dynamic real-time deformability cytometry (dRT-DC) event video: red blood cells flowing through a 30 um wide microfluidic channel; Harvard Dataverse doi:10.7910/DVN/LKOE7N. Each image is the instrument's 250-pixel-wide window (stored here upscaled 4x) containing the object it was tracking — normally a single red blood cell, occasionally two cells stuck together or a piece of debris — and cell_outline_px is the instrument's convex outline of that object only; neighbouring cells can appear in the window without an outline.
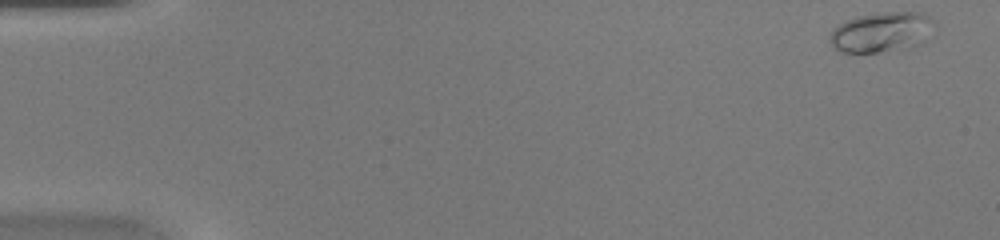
{"species": "common noctule bat (a hibernating species)", "species_latin": "Nyctalus noctula", "temperature_condition": "warm", "stored_images_in_passage": 48, "camera_frame_rate_fps": 3000, "um_per_image_px": 0.085, "animal": {"sex": "female", "body_mass_g": 20.0, "forearm_length_mm": 54.0}, "frame": {"image": 1, "passage_image": 1, "time_ms": 0.0, "image_size_px": [1000, 240], "cell_outline_px": [[936, 24], [920, 44], [908, 48], [876, 52], [840, 52], [828, 40], [832, 32], [840, 24], [856, 16], [884, 12], [924, 12], [936, 20]], "centroid_in_image_um": [74.98, 2.71], "position_along_channel_um": 10.0, "area_um2": 24.33}}
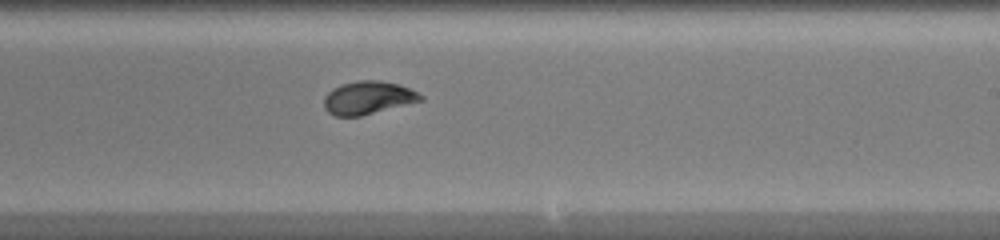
{"frame": {"image": 2, "passage_image": 29, "time_ms": 9.333, "image_size_px": [1000, 240], "cell_outline_px": [[424, 100], [360, 116], [336, 116], [328, 112], [324, 108], [324, 96], [332, 88], [340, 84], [356, 80], [380, 80], [396, 84], [408, 88], [424, 96]], "centroid_in_image_um": [31.25, 8.3], "position_along_channel_um": 257.8, "area_um2": 18.61}}
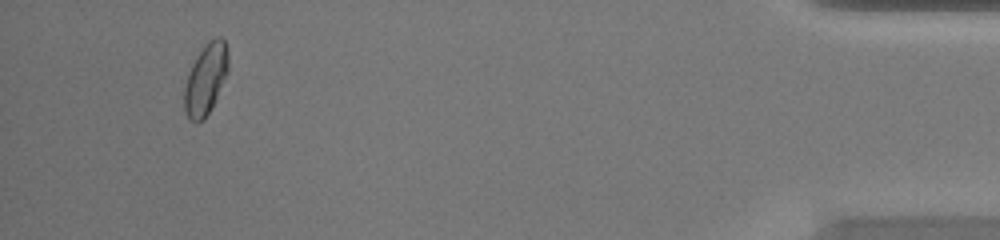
{"frame": {"image": 3, "passage_image": 45, "time_ms": 14.667, "image_size_px": [1000, 240], "cell_outline_px": [[228, 72], [216, 100], [212, 108], [204, 120], [196, 124], [188, 120], [184, 112], [184, 88], [188, 72], [196, 56], [204, 44], [208, 40], [216, 36], [220, 36], [224, 40], [228, 52]], "centroid_in_image_um": [17.48, 6.76], "position_along_channel_um": 417.7, "area_um2": 18.73}, "authors_computed_cell_mechanics": {"area_um2": 18.496, "velocity_mm_per_s": 4.2652, "shape_relaxation_time_tau1_ms": 3.2911, "shape_relaxation_time_tau2_ms": null, "deformation_change_tau1": 0.1339, "deformation_change_tau2": null}}